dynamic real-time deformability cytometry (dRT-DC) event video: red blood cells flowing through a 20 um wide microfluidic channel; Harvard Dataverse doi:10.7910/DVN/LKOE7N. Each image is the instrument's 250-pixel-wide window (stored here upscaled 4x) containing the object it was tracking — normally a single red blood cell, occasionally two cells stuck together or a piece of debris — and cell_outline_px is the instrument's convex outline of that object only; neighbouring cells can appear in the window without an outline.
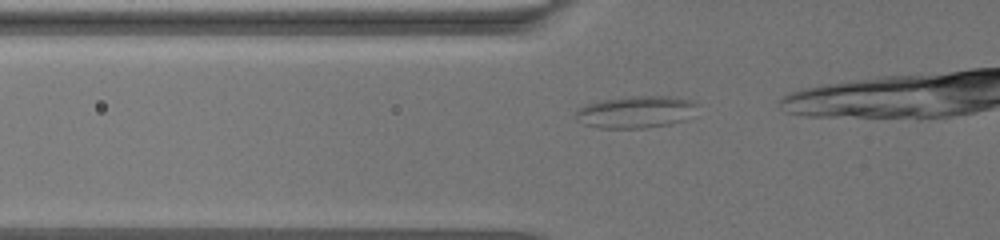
{"species": "common noctule bat (a hibernating species)", "species_latin": "Nyctalus noctula", "temperature_condition": "warm", "stored_images_in_passage": 22, "camera_frame_rate_fps": 3000, "um_per_image_px": 0.085, "animal": {"sex": "female", "body_mass_g": 19.5, "forearm_length_mm": 54.1}, "frame": {"image": 1, "passage_image": 15, "time_ms": 5.667, "image_size_px": [1000, 240], "cell_outline_px": [[700, 104], [696, 116], [684, 120], [668, 124], [644, 128], [596, 128], [584, 124], [576, 120], [576, 112], [584, 104], [600, 100], [632, 96], [668, 96], [692, 100]], "centroid_in_image_um": [54.11, 9.51], "position_along_channel_um": 71.7, "area_um2": 23.18}}
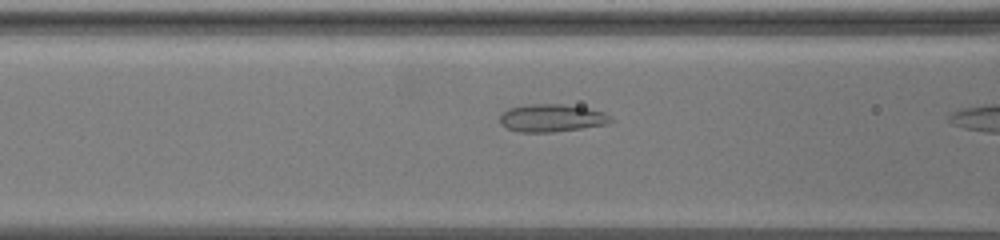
{"frame": {"image": 2, "passage_image": 19, "time_ms": 7.333, "image_size_px": [1000, 240], "cell_outline_px": [[612, 120], [608, 124], [552, 132], [520, 132], [508, 128], [500, 124], [500, 116], [508, 108], [524, 104], [564, 104], [588, 108], [604, 112], [612, 116]], "centroid_in_image_um": [46.9, 10.02], "position_along_channel_um": 119.7, "area_um2": 17.92}}